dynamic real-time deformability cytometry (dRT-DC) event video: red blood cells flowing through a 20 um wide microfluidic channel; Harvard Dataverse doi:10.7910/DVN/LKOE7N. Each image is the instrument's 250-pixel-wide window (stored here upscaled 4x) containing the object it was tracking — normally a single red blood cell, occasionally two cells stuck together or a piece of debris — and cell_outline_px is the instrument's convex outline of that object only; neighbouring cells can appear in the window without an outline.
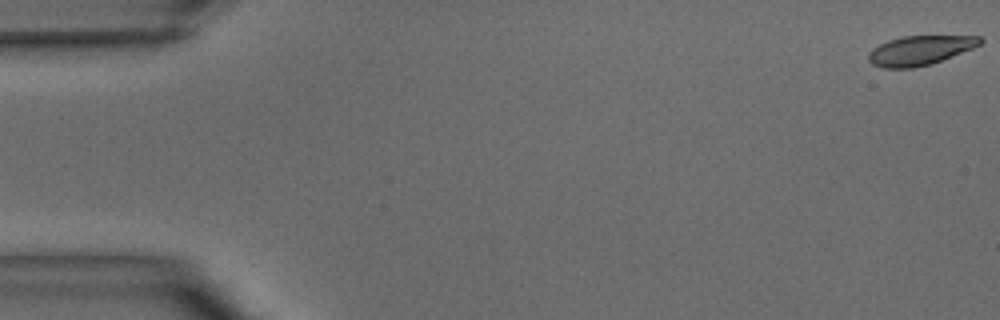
{"species": "common noctule bat (a hibernating species)", "species_latin": "Nyctalus noctula", "temperature_condition": "warm", "stored_images_in_passage": 40, "camera_frame_rate_fps": 3000, "um_per_image_px": 0.085, "animal": {"sex": "male", "body_mass_g": 15.6}, "frame": {"image": 1, "passage_image": 1, "time_ms": 0.0, "image_size_px": [1000, 320], "cell_outline_px": [[984, 40], [980, 44], [972, 48], [932, 64], [912, 68], [884, 68], [872, 64], [868, 60], [868, 52], [872, 48], [888, 40], [904, 36], [980, 36]], "centroid_in_image_um": [78.17, 4.28], "position_along_channel_um": 6.8, "area_um2": 19.07}}
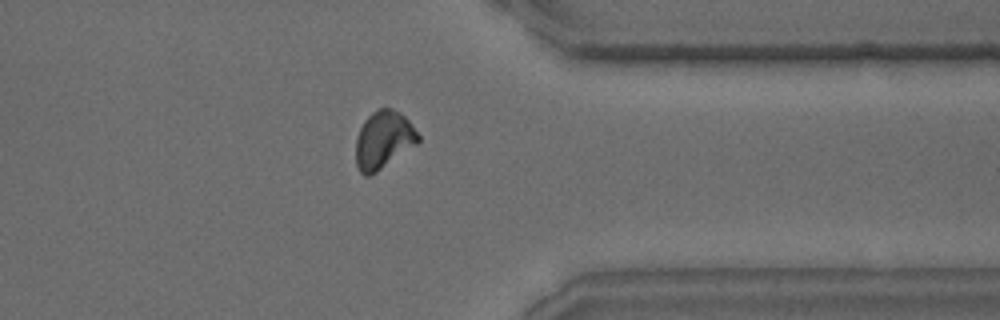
{"frame": {"image": 2, "passage_image": 32, "time_ms": 10.333, "image_size_px": [1000, 320], "cell_outline_px": [[420, 140], [416, 144], [372, 176], [364, 176], [360, 172], [356, 164], [356, 136], [364, 120], [372, 112], [380, 108], [392, 108], [400, 112], [408, 120], [420, 136]], "centroid_in_image_um": [32.58, 11.9], "position_along_channel_um": 378.8, "area_um2": 21.04}}
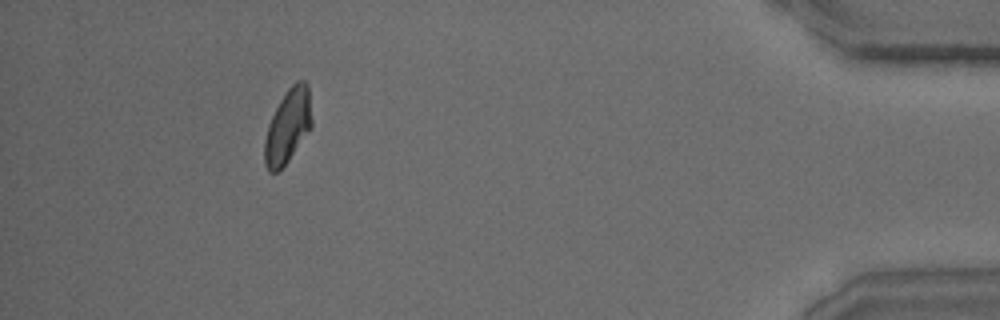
{"frame": {"image": 3, "passage_image": 37, "time_ms": 12.0, "image_size_px": [1000, 320], "cell_outline_px": [[312, 128], [288, 160], [276, 172], [268, 172], [264, 164], [264, 140], [268, 124], [280, 100], [288, 88], [296, 80], [304, 80], [308, 84], [312, 120]], "centroid_in_image_um": [24.47, 10.71], "position_along_channel_um": 410.7, "area_um2": 20.4}}